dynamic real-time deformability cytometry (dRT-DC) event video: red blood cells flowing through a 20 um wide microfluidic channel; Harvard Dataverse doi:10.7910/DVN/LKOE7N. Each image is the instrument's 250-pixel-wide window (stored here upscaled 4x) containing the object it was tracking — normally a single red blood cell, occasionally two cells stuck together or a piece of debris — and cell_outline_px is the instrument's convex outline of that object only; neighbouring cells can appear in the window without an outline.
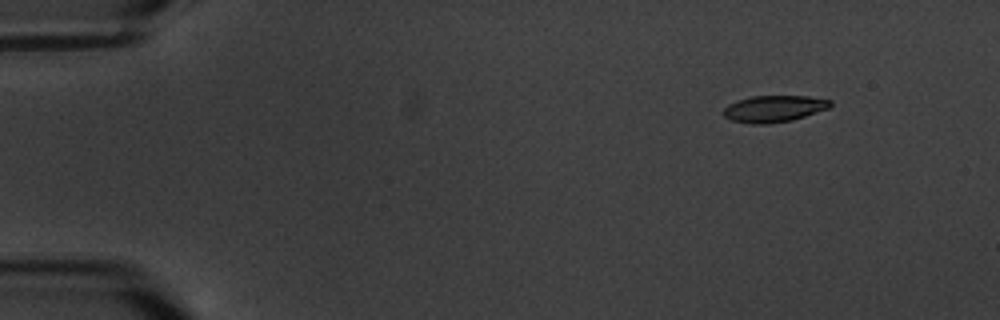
{"species": "common noctule bat (a hibernating species)", "species_latin": "Nyctalus noctula", "temperature_condition": "warm", "stored_images_in_passage": 5, "camera_frame_rate_fps": 3000, "um_per_image_px": 0.085, "animal": {"sex": "male", "body_mass_g": 20.1, "forearm_length_mm": 53.5}, "frame": {"image": 1, "passage_image": 1, "time_ms": 0.0, "image_size_px": [1000, 320], "cell_outline_px": [[832, 104], [828, 108], [792, 120], [764, 124], [752, 124], [732, 120], [724, 116], [724, 108], [728, 104], [752, 96], [808, 96], [832, 100]], "centroid_in_image_um": [65.8, 9.23], "position_along_channel_um": 19.2, "area_um2": 16.36}}
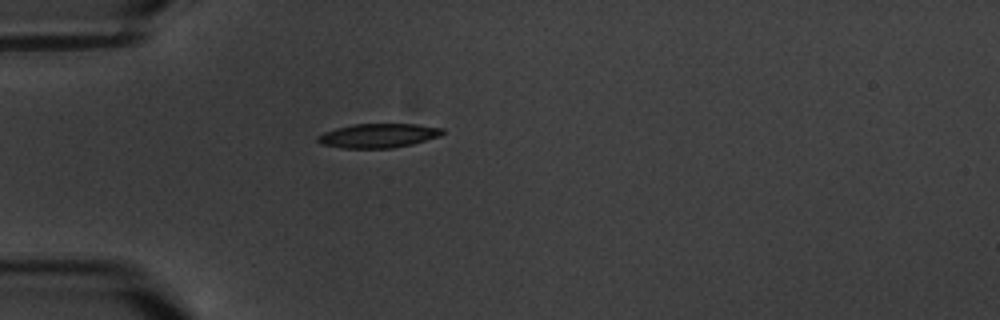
{"frame": {"image": 2, "passage_image": 4, "time_ms": 3.667, "image_size_px": [1000, 320], "cell_outline_px": [[444, 132], [440, 136], [412, 144], [392, 148], [344, 148], [320, 144], [316, 140], [316, 136], [324, 132], [336, 128], [352, 124], [416, 124], [444, 128]], "centroid_in_image_um": [32.14, 11.52], "position_along_channel_um": 52.9, "area_um2": 17.63}}